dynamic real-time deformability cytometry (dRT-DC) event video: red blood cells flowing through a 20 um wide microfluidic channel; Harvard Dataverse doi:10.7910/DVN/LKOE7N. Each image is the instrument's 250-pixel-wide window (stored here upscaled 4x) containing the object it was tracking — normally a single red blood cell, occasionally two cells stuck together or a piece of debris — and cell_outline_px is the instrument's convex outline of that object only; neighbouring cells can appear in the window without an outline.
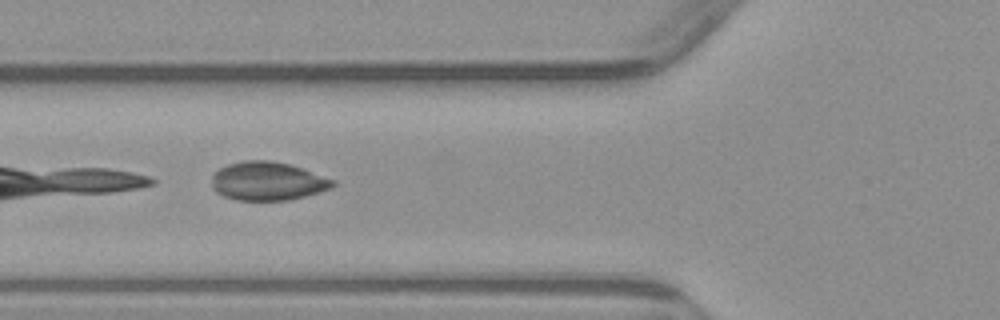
{"species": "common noctule bat (a hibernating species)", "species_latin": "Nyctalus noctula", "temperature_condition": "warm", "stored_images_in_passage": 5, "camera_frame_rate_fps": 3000, "um_per_image_px": 0.085, "animal": {"sex": "male", "body_mass_g": 23.1, "forearm_length_mm": 52.7}, "frame": {"image": 1, "passage_image": 3, "time_ms": 2.333, "image_size_px": [1000, 320], "cell_outline_px": [[336, 184], [332, 188], [320, 192], [288, 200], [236, 200], [224, 196], [216, 192], [212, 188], [212, 176], [220, 168], [228, 164], [244, 160], [272, 160], [304, 168], [336, 180]], "centroid_in_image_um": [22.78, 15.39], "position_along_channel_um": 103.0, "area_um2": 27.4}}
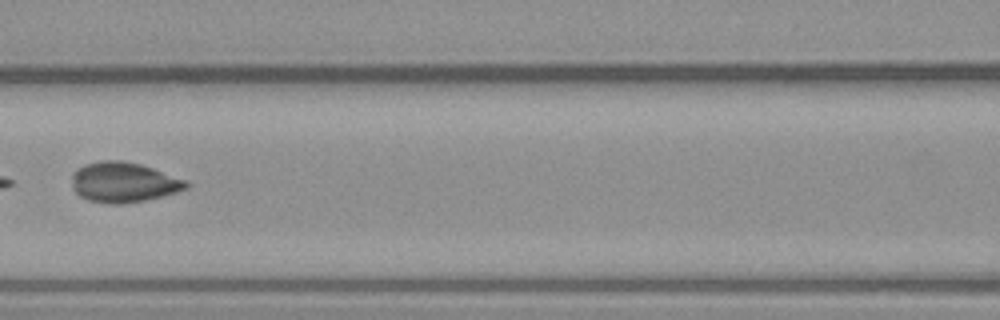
{"frame": {"image": 2, "passage_image": 4, "time_ms": 3.667, "image_size_px": [1000, 320], "cell_outline_px": [[192, 184], [188, 188], [176, 192], [144, 200], [120, 204], [108, 204], [88, 200], [80, 196], [72, 188], [72, 176], [76, 168], [84, 164], [100, 160], [120, 160], [140, 164], [188, 180]], "centroid_in_image_um": [10.5, 15.48], "position_along_channel_um": 156.1, "area_um2": 26.88}}
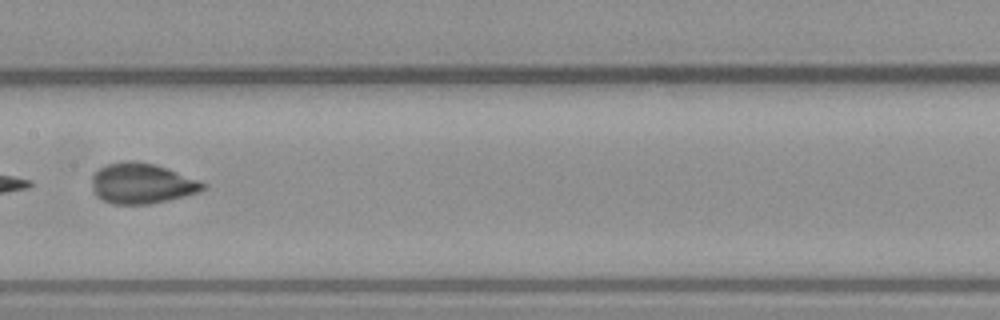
{"frame": {"image": 3, "passage_image": 5, "time_ms": 4.667, "image_size_px": [1000, 320], "cell_outline_px": [[208, 188], [200, 192], [168, 200], [148, 204], [112, 204], [96, 196], [92, 188], [92, 176], [100, 168], [108, 164], [124, 160], [136, 160], [156, 164], [168, 168], [200, 180], [208, 184]], "centroid_in_image_um": [12.1, 15.58], "position_along_channel_um": 195.3, "area_um2": 26.53}}